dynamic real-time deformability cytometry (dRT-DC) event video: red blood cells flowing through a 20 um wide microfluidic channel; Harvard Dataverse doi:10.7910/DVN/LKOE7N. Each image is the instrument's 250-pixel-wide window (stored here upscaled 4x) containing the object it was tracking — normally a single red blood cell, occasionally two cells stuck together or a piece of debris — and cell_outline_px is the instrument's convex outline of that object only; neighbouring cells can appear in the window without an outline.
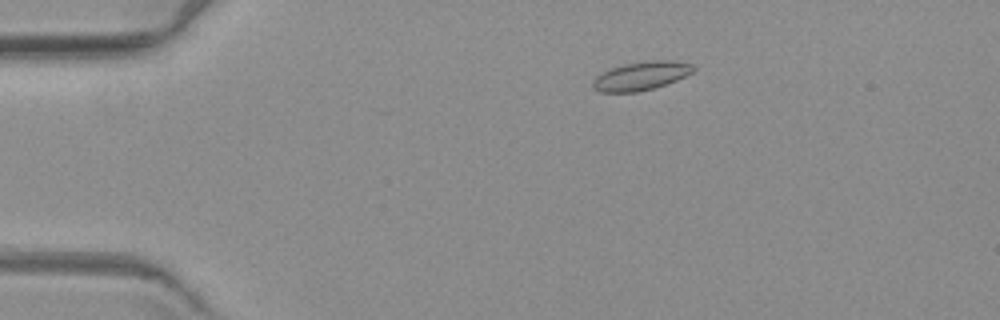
{"species": "common noctule bat (a hibernating species)", "species_latin": "Nyctalus noctula", "temperature_condition": "warm", "stored_images_in_passage": 4, "camera_frame_rate_fps": 3000, "um_per_image_px": 0.085, "animal": {"sex": "female", "body_mass_g": 19.3, "forearm_length_mm": 54.1}, "frame": {"image": 1, "passage_image": 2, "time_ms": 2.333, "image_size_px": [1000, 320], "cell_outline_px": [[696, 68], [692, 72], [676, 80], [652, 88], [636, 92], [600, 92], [592, 88], [592, 80], [600, 72], [624, 64], [644, 60], [672, 60], [692, 64]], "centroid_in_image_um": [54.45, 6.44], "position_along_channel_um": 30.6, "area_um2": 16.76}}